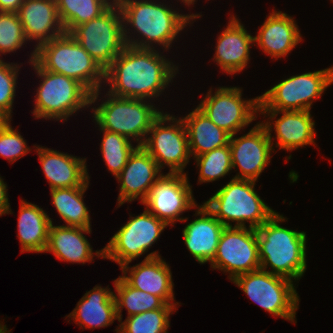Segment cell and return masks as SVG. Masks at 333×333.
Here are the masks:
<instances>
[{"label": "cell", "mask_w": 333, "mask_h": 333, "mask_svg": "<svg viewBox=\"0 0 333 333\" xmlns=\"http://www.w3.org/2000/svg\"><path fill=\"white\" fill-rule=\"evenodd\" d=\"M259 113L264 116H269L267 121L262 125L266 128L268 133L271 129L275 131L276 147L281 150L292 151L305 145H315L316 131L314 129L315 122L309 110L299 111H272V110H259ZM282 114L280 118L274 120ZM272 121V122H270ZM274 123V124H273Z\"/></svg>", "instance_id": "19"}, {"label": "cell", "mask_w": 333, "mask_h": 333, "mask_svg": "<svg viewBox=\"0 0 333 333\" xmlns=\"http://www.w3.org/2000/svg\"><path fill=\"white\" fill-rule=\"evenodd\" d=\"M24 0H0V11L17 12Z\"/></svg>", "instance_id": "39"}, {"label": "cell", "mask_w": 333, "mask_h": 333, "mask_svg": "<svg viewBox=\"0 0 333 333\" xmlns=\"http://www.w3.org/2000/svg\"><path fill=\"white\" fill-rule=\"evenodd\" d=\"M228 26L218 35L213 61L227 74L244 70L250 60L254 37L247 32L236 16L231 15Z\"/></svg>", "instance_id": "20"}, {"label": "cell", "mask_w": 333, "mask_h": 333, "mask_svg": "<svg viewBox=\"0 0 333 333\" xmlns=\"http://www.w3.org/2000/svg\"><path fill=\"white\" fill-rule=\"evenodd\" d=\"M333 84V66L281 80L259 96V110H309L325 89Z\"/></svg>", "instance_id": "9"}, {"label": "cell", "mask_w": 333, "mask_h": 333, "mask_svg": "<svg viewBox=\"0 0 333 333\" xmlns=\"http://www.w3.org/2000/svg\"><path fill=\"white\" fill-rule=\"evenodd\" d=\"M254 36L256 43L271 58L286 57L302 41L294 18L281 11L273 10Z\"/></svg>", "instance_id": "24"}, {"label": "cell", "mask_w": 333, "mask_h": 333, "mask_svg": "<svg viewBox=\"0 0 333 333\" xmlns=\"http://www.w3.org/2000/svg\"><path fill=\"white\" fill-rule=\"evenodd\" d=\"M31 148L27 146L23 136L14 130L11 123L0 132V156L14 163L26 155Z\"/></svg>", "instance_id": "37"}, {"label": "cell", "mask_w": 333, "mask_h": 333, "mask_svg": "<svg viewBox=\"0 0 333 333\" xmlns=\"http://www.w3.org/2000/svg\"><path fill=\"white\" fill-rule=\"evenodd\" d=\"M116 3L122 12L125 43L136 48L154 49V43L167 51L185 26L202 17L193 13L180 14L171 9L170 5L168 7L164 2L157 3L154 0H116ZM130 30L134 33H130ZM129 33H138L139 38L130 36Z\"/></svg>", "instance_id": "2"}, {"label": "cell", "mask_w": 333, "mask_h": 333, "mask_svg": "<svg viewBox=\"0 0 333 333\" xmlns=\"http://www.w3.org/2000/svg\"><path fill=\"white\" fill-rule=\"evenodd\" d=\"M199 168V183L213 182L228 175L232 167L229 144L194 157Z\"/></svg>", "instance_id": "34"}, {"label": "cell", "mask_w": 333, "mask_h": 333, "mask_svg": "<svg viewBox=\"0 0 333 333\" xmlns=\"http://www.w3.org/2000/svg\"><path fill=\"white\" fill-rule=\"evenodd\" d=\"M188 136L189 149L194 158L229 144L230 134L217 127L197 107L182 118Z\"/></svg>", "instance_id": "28"}, {"label": "cell", "mask_w": 333, "mask_h": 333, "mask_svg": "<svg viewBox=\"0 0 333 333\" xmlns=\"http://www.w3.org/2000/svg\"><path fill=\"white\" fill-rule=\"evenodd\" d=\"M34 148L50 189L84 186L89 181L86 158L37 145Z\"/></svg>", "instance_id": "22"}, {"label": "cell", "mask_w": 333, "mask_h": 333, "mask_svg": "<svg viewBox=\"0 0 333 333\" xmlns=\"http://www.w3.org/2000/svg\"><path fill=\"white\" fill-rule=\"evenodd\" d=\"M0 58V108L12 117V105L16 96L19 65L6 63Z\"/></svg>", "instance_id": "36"}, {"label": "cell", "mask_w": 333, "mask_h": 333, "mask_svg": "<svg viewBox=\"0 0 333 333\" xmlns=\"http://www.w3.org/2000/svg\"><path fill=\"white\" fill-rule=\"evenodd\" d=\"M211 268L237 276L260 269L257 230L250 227H225L221 233Z\"/></svg>", "instance_id": "14"}, {"label": "cell", "mask_w": 333, "mask_h": 333, "mask_svg": "<svg viewBox=\"0 0 333 333\" xmlns=\"http://www.w3.org/2000/svg\"><path fill=\"white\" fill-rule=\"evenodd\" d=\"M287 219L275 212L257 230L260 268L271 274L298 281L306 264V232L281 226ZM271 267V270H267Z\"/></svg>", "instance_id": "3"}, {"label": "cell", "mask_w": 333, "mask_h": 333, "mask_svg": "<svg viewBox=\"0 0 333 333\" xmlns=\"http://www.w3.org/2000/svg\"><path fill=\"white\" fill-rule=\"evenodd\" d=\"M26 41L18 14L0 11V54L16 52Z\"/></svg>", "instance_id": "35"}, {"label": "cell", "mask_w": 333, "mask_h": 333, "mask_svg": "<svg viewBox=\"0 0 333 333\" xmlns=\"http://www.w3.org/2000/svg\"><path fill=\"white\" fill-rule=\"evenodd\" d=\"M149 134L142 147L157 162L158 167L162 170L164 165L167 166L170 174H185L184 169L191 153L182 117L177 119L162 111L153 122Z\"/></svg>", "instance_id": "12"}, {"label": "cell", "mask_w": 333, "mask_h": 333, "mask_svg": "<svg viewBox=\"0 0 333 333\" xmlns=\"http://www.w3.org/2000/svg\"><path fill=\"white\" fill-rule=\"evenodd\" d=\"M195 218L182 230L184 243L195 260L204 264L215 257L221 233L225 226L206 208L198 205Z\"/></svg>", "instance_id": "23"}, {"label": "cell", "mask_w": 333, "mask_h": 333, "mask_svg": "<svg viewBox=\"0 0 333 333\" xmlns=\"http://www.w3.org/2000/svg\"><path fill=\"white\" fill-rule=\"evenodd\" d=\"M16 13L27 41H37L35 49L65 33L55 0H24Z\"/></svg>", "instance_id": "21"}, {"label": "cell", "mask_w": 333, "mask_h": 333, "mask_svg": "<svg viewBox=\"0 0 333 333\" xmlns=\"http://www.w3.org/2000/svg\"><path fill=\"white\" fill-rule=\"evenodd\" d=\"M82 329H96L111 325L118 320L114 292L107 286L96 285L78 301L74 310L67 315Z\"/></svg>", "instance_id": "25"}, {"label": "cell", "mask_w": 333, "mask_h": 333, "mask_svg": "<svg viewBox=\"0 0 333 333\" xmlns=\"http://www.w3.org/2000/svg\"><path fill=\"white\" fill-rule=\"evenodd\" d=\"M90 234L91 228H80L51 223L48 243L45 250L64 262L85 264L94 259L93 248L84 234Z\"/></svg>", "instance_id": "26"}, {"label": "cell", "mask_w": 333, "mask_h": 333, "mask_svg": "<svg viewBox=\"0 0 333 333\" xmlns=\"http://www.w3.org/2000/svg\"><path fill=\"white\" fill-rule=\"evenodd\" d=\"M70 34L104 70L126 46L122 12L116 1L99 17L77 26Z\"/></svg>", "instance_id": "10"}, {"label": "cell", "mask_w": 333, "mask_h": 333, "mask_svg": "<svg viewBox=\"0 0 333 333\" xmlns=\"http://www.w3.org/2000/svg\"><path fill=\"white\" fill-rule=\"evenodd\" d=\"M1 323H0V333H10L11 331L8 330V328L6 327V325H4L3 322H1Z\"/></svg>", "instance_id": "41"}, {"label": "cell", "mask_w": 333, "mask_h": 333, "mask_svg": "<svg viewBox=\"0 0 333 333\" xmlns=\"http://www.w3.org/2000/svg\"><path fill=\"white\" fill-rule=\"evenodd\" d=\"M241 89L219 87L213 94L211 88L197 108L217 127L224 129L230 135H236L256 120L259 112V96L249 100L242 99Z\"/></svg>", "instance_id": "13"}, {"label": "cell", "mask_w": 333, "mask_h": 333, "mask_svg": "<svg viewBox=\"0 0 333 333\" xmlns=\"http://www.w3.org/2000/svg\"><path fill=\"white\" fill-rule=\"evenodd\" d=\"M181 1V0H180ZM196 0H182L181 2L185 3L184 5H193Z\"/></svg>", "instance_id": "42"}, {"label": "cell", "mask_w": 333, "mask_h": 333, "mask_svg": "<svg viewBox=\"0 0 333 333\" xmlns=\"http://www.w3.org/2000/svg\"><path fill=\"white\" fill-rule=\"evenodd\" d=\"M35 60L44 70L62 74L83 84L92 94L94 104L105 81V70L69 33L41 44L31 53L29 63Z\"/></svg>", "instance_id": "4"}, {"label": "cell", "mask_w": 333, "mask_h": 333, "mask_svg": "<svg viewBox=\"0 0 333 333\" xmlns=\"http://www.w3.org/2000/svg\"><path fill=\"white\" fill-rule=\"evenodd\" d=\"M114 293L118 321L122 320V310L127 309V317L142 312L162 308L166 302L158 296L135 289L121 276L114 280Z\"/></svg>", "instance_id": "31"}, {"label": "cell", "mask_w": 333, "mask_h": 333, "mask_svg": "<svg viewBox=\"0 0 333 333\" xmlns=\"http://www.w3.org/2000/svg\"><path fill=\"white\" fill-rule=\"evenodd\" d=\"M120 268L123 274L121 277L133 288L161 297L167 304L175 307L179 305L174 300L170 266L158 251L149 253L141 263L133 267H129L127 263Z\"/></svg>", "instance_id": "18"}, {"label": "cell", "mask_w": 333, "mask_h": 333, "mask_svg": "<svg viewBox=\"0 0 333 333\" xmlns=\"http://www.w3.org/2000/svg\"><path fill=\"white\" fill-rule=\"evenodd\" d=\"M7 190V185L4 183L0 176V216L5 214H12Z\"/></svg>", "instance_id": "38"}, {"label": "cell", "mask_w": 333, "mask_h": 333, "mask_svg": "<svg viewBox=\"0 0 333 333\" xmlns=\"http://www.w3.org/2000/svg\"><path fill=\"white\" fill-rule=\"evenodd\" d=\"M11 122V116L0 108V132Z\"/></svg>", "instance_id": "40"}, {"label": "cell", "mask_w": 333, "mask_h": 333, "mask_svg": "<svg viewBox=\"0 0 333 333\" xmlns=\"http://www.w3.org/2000/svg\"><path fill=\"white\" fill-rule=\"evenodd\" d=\"M105 96L107 100L92 108L99 129L134 139L138 146H142L153 122L162 112L147 100L116 97L110 93Z\"/></svg>", "instance_id": "7"}, {"label": "cell", "mask_w": 333, "mask_h": 333, "mask_svg": "<svg viewBox=\"0 0 333 333\" xmlns=\"http://www.w3.org/2000/svg\"><path fill=\"white\" fill-rule=\"evenodd\" d=\"M58 16L65 33H71L77 26L99 17L114 0H55ZM110 1V2H109Z\"/></svg>", "instance_id": "30"}, {"label": "cell", "mask_w": 333, "mask_h": 333, "mask_svg": "<svg viewBox=\"0 0 333 333\" xmlns=\"http://www.w3.org/2000/svg\"><path fill=\"white\" fill-rule=\"evenodd\" d=\"M187 178V173L163 174L152 186L142 204L167 225L172 226L176 221H188V218L180 217V215L186 210L197 208L198 204L194 201L192 186Z\"/></svg>", "instance_id": "15"}, {"label": "cell", "mask_w": 333, "mask_h": 333, "mask_svg": "<svg viewBox=\"0 0 333 333\" xmlns=\"http://www.w3.org/2000/svg\"><path fill=\"white\" fill-rule=\"evenodd\" d=\"M100 131L103 132L100 145L103 160L108 167L107 169L116 177L138 145L134 147L131 140L115 132L103 129Z\"/></svg>", "instance_id": "33"}, {"label": "cell", "mask_w": 333, "mask_h": 333, "mask_svg": "<svg viewBox=\"0 0 333 333\" xmlns=\"http://www.w3.org/2000/svg\"><path fill=\"white\" fill-rule=\"evenodd\" d=\"M89 181L84 186L72 188L50 189L52 204L59 216L66 222L65 226L91 228V218L83 195L89 187Z\"/></svg>", "instance_id": "29"}, {"label": "cell", "mask_w": 333, "mask_h": 333, "mask_svg": "<svg viewBox=\"0 0 333 333\" xmlns=\"http://www.w3.org/2000/svg\"><path fill=\"white\" fill-rule=\"evenodd\" d=\"M271 133L258 122L247 134L241 137L230 136L229 146L231 151L232 167L239 168L236 179L257 181L265 167L269 165L274 143Z\"/></svg>", "instance_id": "16"}, {"label": "cell", "mask_w": 333, "mask_h": 333, "mask_svg": "<svg viewBox=\"0 0 333 333\" xmlns=\"http://www.w3.org/2000/svg\"><path fill=\"white\" fill-rule=\"evenodd\" d=\"M256 181L232 178L203 204L225 226L257 229L276 211L255 192Z\"/></svg>", "instance_id": "5"}, {"label": "cell", "mask_w": 333, "mask_h": 333, "mask_svg": "<svg viewBox=\"0 0 333 333\" xmlns=\"http://www.w3.org/2000/svg\"><path fill=\"white\" fill-rule=\"evenodd\" d=\"M177 73L178 66L155 48L126 45L105 69L104 85L113 96L149 100L159 97Z\"/></svg>", "instance_id": "1"}, {"label": "cell", "mask_w": 333, "mask_h": 333, "mask_svg": "<svg viewBox=\"0 0 333 333\" xmlns=\"http://www.w3.org/2000/svg\"><path fill=\"white\" fill-rule=\"evenodd\" d=\"M176 311L172 304H165L162 308L135 314L121 321L115 330L117 333H168L170 327L169 316Z\"/></svg>", "instance_id": "32"}, {"label": "cell", "mask_w": 333, "mask_h": 333, "mask_svg": "<svg viewBox=\"0 0 333 333\" xmlns=\"http://www.w3.org/2000/svg\"><path fill=\"white\" fill-rule=\"evenodd\" d=\"M17 237L21 243V253H44L48 243L52 219L38 205L20 200Z\"/></svg>", "instance_id": "27"}, {"label": "cell", "mask_w": 333, "mask_h": 333, "mask_svg": "<svg viewBox=\"0 0 333 333\" xmlns=\"http://www.w3.org/2000/svg\"><path fill=\"white\" fill-rule=\"evenodd\" d=\"M232 282L271 315L297 322L295 315L300 301L294 281L260 268L239 275Z\"/></svg>", "instance_id": "8"}, {"label": "cell", "mask_w": 333, "mask_h": 333, "mask_svg": "<svg viewBox=\"0 0 333 333\" xmlns=\"http://www.w3.org/2000/svg\"><path fill=\"white\" fill-rule=\"evenodd\" d=\"M167 226L145 208L140 215L130 216L128 222L112 236L109 243L101 250L95 251V256L110 259L122 267L144 255Z\"/></svg>", "instance_id": "11"}, {"label": "cell", "mask_w": 333, "mask_h": 333, "mask_svg": "<svg viewBox=\"0 0 333 333\" xmlns=\"http://www.w3.org/2000/svg\"><path fill=\"white\" fill-rule=\"evenodd\" d=\"M31 65L38 78L42 79L35 95L32 112L35 118L67 121L70 115L90 106L92 93L83 84L65 75L46 71L35 60Z\"/></svg>", "instance_id": "6"}, {"label": "cell", "mask_w": 333, "mask_h": 333, "mask_svg": "<svg viewBox=\"0 0 333 333\" xmlns=\"http://www.w3.org/2000/svg\"><path fill=\"white\" fill-rule=\"evenodd\" d=\"M161 172L150 154L142 146H138L128 158L122 171L115 177L121 184L117 198L118 207L135 199H140L142 204L152 186L163 175Z\"/></svg>", "instance_id": "17"}]
</instances>
